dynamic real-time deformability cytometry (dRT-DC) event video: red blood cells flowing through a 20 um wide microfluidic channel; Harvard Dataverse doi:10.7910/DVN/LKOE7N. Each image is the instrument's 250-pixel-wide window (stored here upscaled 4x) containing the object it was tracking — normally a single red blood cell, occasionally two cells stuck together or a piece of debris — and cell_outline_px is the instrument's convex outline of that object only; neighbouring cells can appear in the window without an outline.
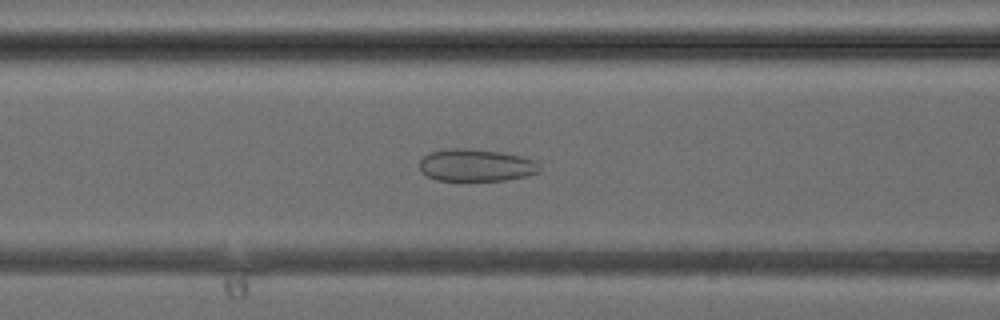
{"species": "common noctule bat (a hibernating species)", "species_latin": "Nyctalus noctula", "temperature_condition": "cold", "stored_images_in_passage": 40, "camera_frame_rate_fps": 3000, "um_per_image_px": 0.085, "animal": {"sex": "female", "body_mass_g": 24.6, "forearm_length_mm": 56.2}, "frame": {"image": 1, "passage_image": 16, "time_ms": 5.0, "image_size_px": [1000, 320], "cell_outline_px": [[540, 172], [524, 176], [504, 180], [436, 180], [428, 176], [420, 168], [420, 160], [424, 156], [432, 152], [452, 148], [468, 148], [500, 152], [520, 156], [532, 160], [540, 164]], "centroid_in_image_um": [40.47, 14.04], "position_along_channel_um": 126.1, "area_um2": 22.25}}
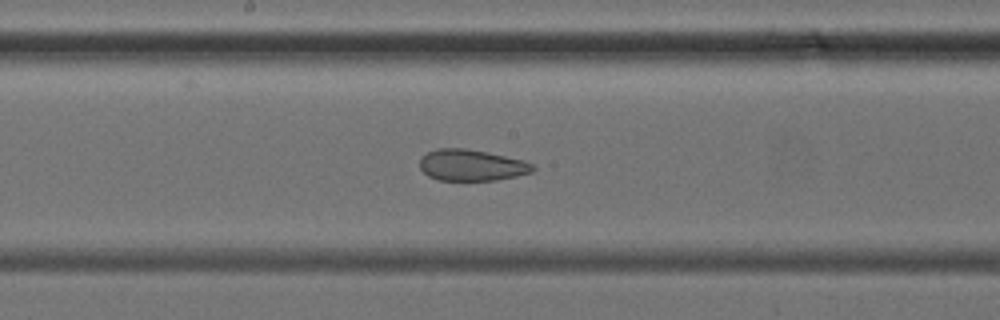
{"frame": {"image": 2, "passage_image": 21, "time_ms": 6.667, "image_size_px": [1000, 320], "cell_outline_px": [[536, 168], [532, 172], [516, 176], [496, 180], [436, 180], [428, 176], [420, 168], [420, 156], [436, 148], [464, 148], [488, 152], [524, 160], [532, 164]], "centroid_in_image_um": [40.07, 14.03], "position_along_channel_um": 208.1, "area_um2": 20.75}}
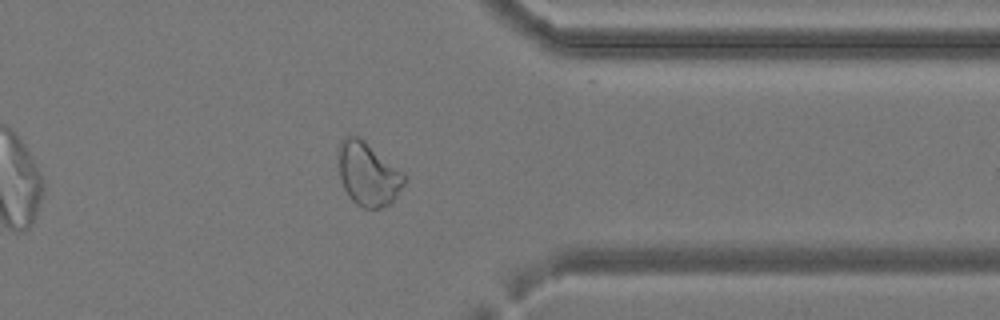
{"frame": {"image": 3, "passage_image": 32, "time_ms": 10.333, "image_size_px": [1000, 320], "cell_outline_px": [[408, 180], [396, 196], [388, 204], [380, 208], [364, 208], [356, 204], [348, 196], [340, 180], [336, 148], [340, 140], [344, 136], [356, 136], [364, 140], [404, 172], [408, 176]], "centroid_in_image_um": [31.27, 14.77], "position_along_channel_um": 380.1, "area_um2": 24.85}}